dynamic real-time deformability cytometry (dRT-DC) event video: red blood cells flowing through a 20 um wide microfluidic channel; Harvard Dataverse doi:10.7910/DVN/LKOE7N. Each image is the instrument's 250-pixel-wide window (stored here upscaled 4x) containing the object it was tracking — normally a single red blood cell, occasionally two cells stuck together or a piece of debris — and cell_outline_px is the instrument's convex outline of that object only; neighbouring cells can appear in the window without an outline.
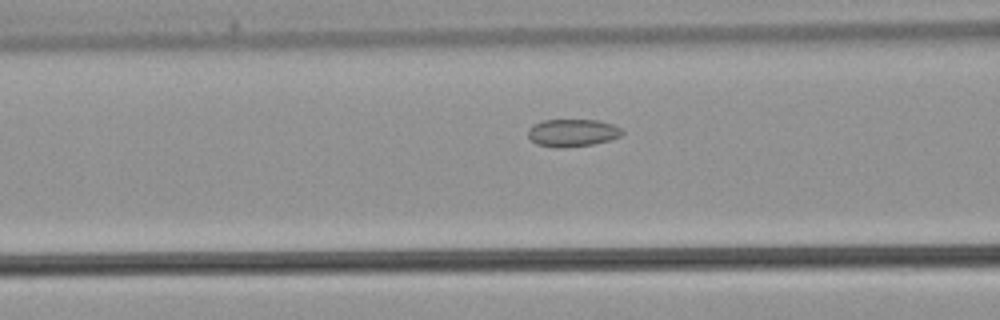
{"species": "common noctule bat (a hibernating species)", "species_latin": "Nyctalus noctula", "temperature_condition": "warm", "stored_images_in_passage": 32, "camera_frame_rate_fps": 3000, "um_per_image_px": 0.085, "animal": {"sex": "male", "body_mass_g": 21.5, "forearm_length_mm": 52.0}, "frame": {"image": 1, "passage_image": 6, "time_ms": 1.667, "image_size_px": [1000, 320], "cell_outline_px": [[624, 132], [620, 136], [608, 140], [592, 144], [560, 148], [556, 148], [536, 144], [528, 136], [528, 128], [532, 124], [544, 120], [600, 120], [612, 124], [620, 128]], "centroid_in_image_um": [48.63, 11.28], "position_along_channel_um": 118.0, "area_um2": 15.09}}
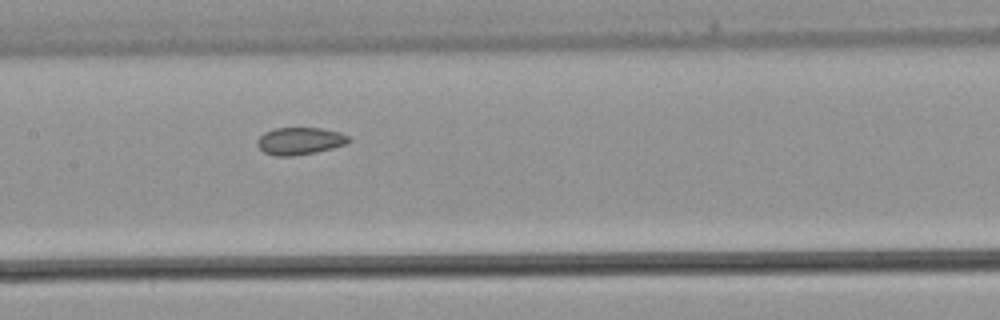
{"frame": {"image": 2, "passage_image": 10, "time_ms": 3.0, "image_size_px": [1000, 320], "cell_outline_px": [[352, 140], [348, 144], [316, 152], [292, 156], [276, 156], [264, 152], [256, 144], [256, 140], [264, 132], [272, 128], [324, 128], [340, 132], [348, 136]], "centroid_in_image_um": [25.5, 11.97], "position_along_channel_um": 181.9, "area_um2": 14.74}}
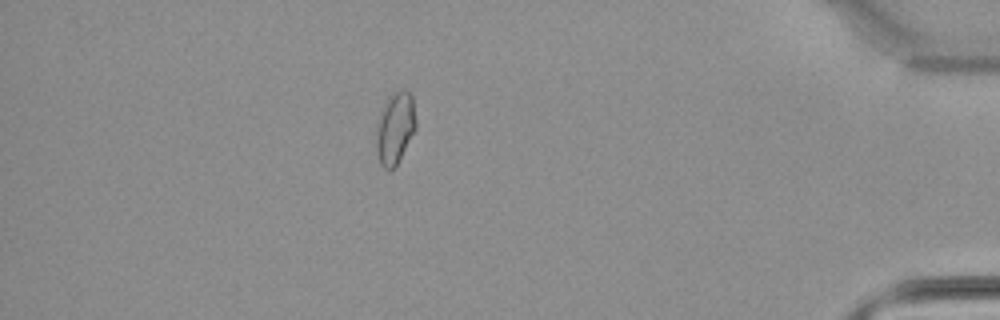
{"frame": {"image": 3, "passage_image": 27, "time_ms": 8.667, "image_size_px": [1000, 320], "cell_outline_px": [[416, 128], [396, 164], [392, 168], [384, 168], [380, 164], [376, 148], [376, 128], [384, 104], [388, 96], [392, 92], [404, 88], [412, 96], [416, 120]], "centroid_in_image_um": [33.58, 10.83], "position_along_channel_um": 401.6, "area_um2": 16.36}}